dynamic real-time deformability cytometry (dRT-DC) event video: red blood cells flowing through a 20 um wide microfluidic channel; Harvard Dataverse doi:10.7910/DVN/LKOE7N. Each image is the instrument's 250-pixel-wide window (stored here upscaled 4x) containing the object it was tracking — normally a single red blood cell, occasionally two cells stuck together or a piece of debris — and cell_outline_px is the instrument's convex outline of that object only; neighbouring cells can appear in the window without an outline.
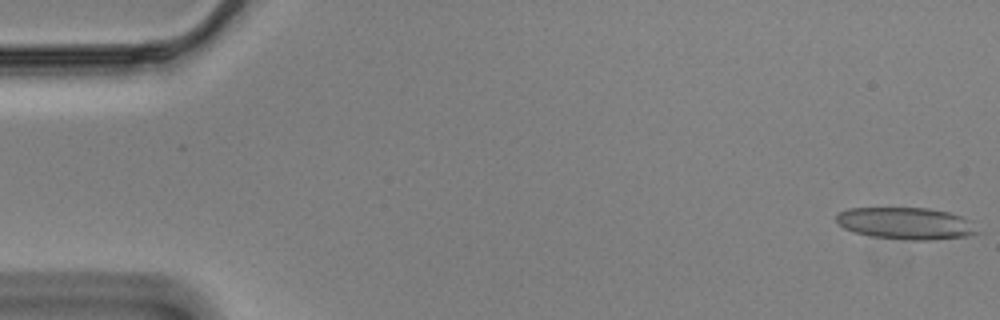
{"species": "Egyptian fruit bat (a non-hibernating species)", "species_latin": "Rousettus aegyptiacus", "temperature_condition": "cold", "stored_images_in_passage": 57, "camera_frame_rate_fps": 3000, "um_per_image_px": 0.085, "animal": {"sex": "male"}, "frame": {"image": 1, "passage_image": 1, "time_ms": 0.0, "image_size_px": [1000, 320], "cell_outline_px": [[984, 232], [968, 236], [928, 240], [912, 240], [872, 236], [856, 232], [844, 228], [836, 220], [836, 212], [848, 208], [928, 208], [948, 212], [972, 220]], "centroid_in_image_um": [77.08, 18.98], "position_along_channel_um": 7.9, "area_um2": 26.47}}
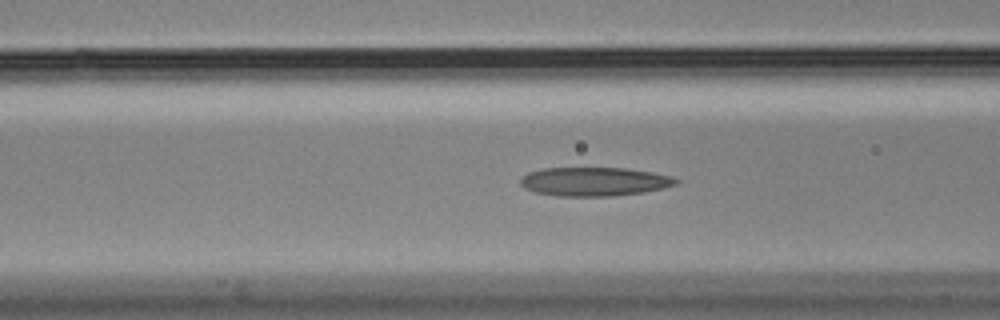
{"frame": {"image": 2, "passage_image": 22, "time_ms": 7.0, "image_size_px": [1000, 320], "cell_outline_px": [[680, 180], [676, 184], [664, 188], [644, 192], [612, 196], [560, 196], [536, 192], [524, 188], [520, 184], [520, 180], [528, 172], [540, 168], [624, 168], [652, 172], [672, 176]], "centroid_in_image_um": [50.53, 15.43], "position_along_channel_um": 116.1, "area_um2": 26.13}}
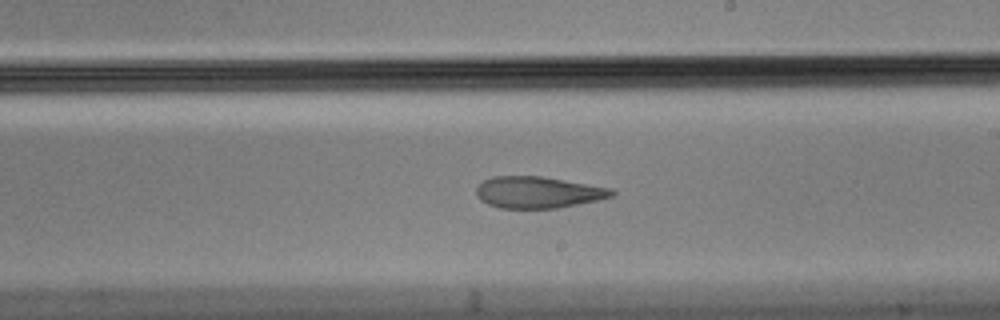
{"frame": {"image": 3, "passage_image": 33, "time_ms": 10.667, "image_size_px": [1000, 320], "cell_outline_px": [[616, 192], [612, 196], [596, 200], [556, 208], [500, 208], [488, 204], [480, 200], [476, 196], [476, 188], [484, 180], [492, 176], [540, 176], [612, 188]], "centroid_in_image_um": [45.7, 16.34], "position_along_channel_um": 243.3, "area_um2": 24.74}, "authors_computed_cell_mechanics": {"area_um2": 27.0504, "velocity_mm_per_s": 3.459, "shape_relaxation_time_tau1_ms": null, "shape_relaxation_time_tau2_ms": 2.3291, "deformation_change_tau1": null, "deformation_change_tau2": 0.0825}}